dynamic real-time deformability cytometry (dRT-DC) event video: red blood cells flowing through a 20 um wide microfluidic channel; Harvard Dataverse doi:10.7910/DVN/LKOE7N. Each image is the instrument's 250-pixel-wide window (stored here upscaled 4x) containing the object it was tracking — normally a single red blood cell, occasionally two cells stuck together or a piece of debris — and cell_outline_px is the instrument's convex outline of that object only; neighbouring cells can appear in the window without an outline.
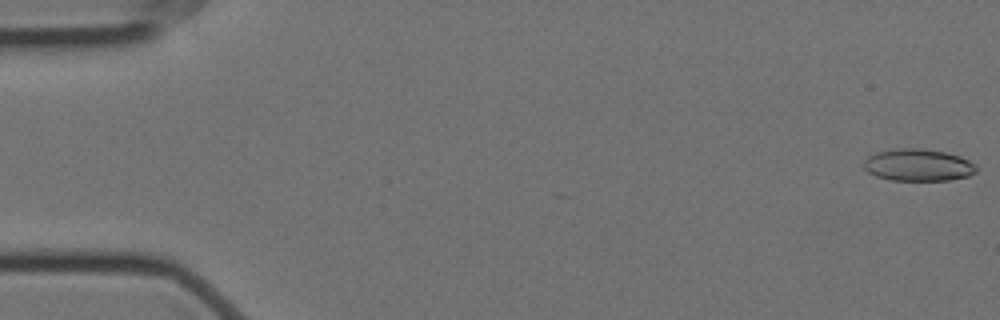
{"species": "Egyptian fruit bat (a non-hibernating species)", "species_latin": "Rousettus aegyptiacus", "temperature_condition": "cold", "stored_images_in_passage": 57, "camera_frame_rate_fps": 3000, "um_per_image_px": 0.085, "animal": {"sex": "female"}, "frame": {"image": 1, "passage_image": 1, "time_ms": 0.0, "image_size_px": [1000, 320], "cell_outline_px": [[976, 172], [968, 176], [948, 180], [892, 180], [876, 176], [868, 172], [864, 168], [864, 160], [868, 156], [876, 152], [900, 148], [920, 148], [944, 152], [960, 156], [976, 164]], "centroid_in_image_um": [78.04, 14.02], "position_along_channel_um": 7.0, "area_um2": 20.98}}
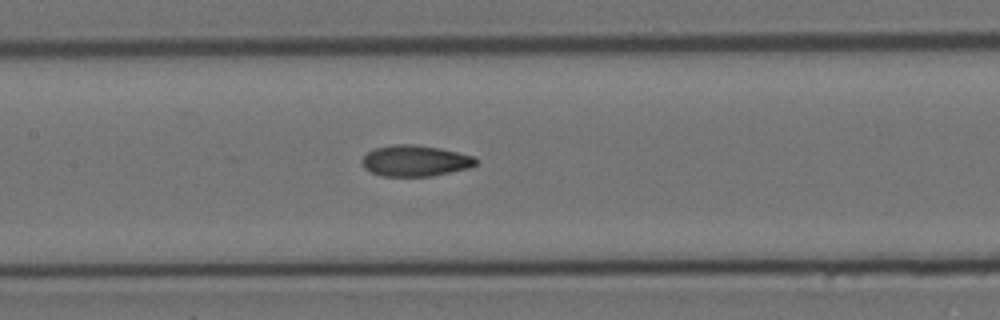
{"frame": {"image": 2, "passage_image": 27, "time_ms": 8.667, "image_size_px": [1000, 320], "cell_outline_px": [[476, 164], [468, 168], [432, 176], [380, 176], [364, 168], [360, 160], [372, 148], [392, 144], [416, 144], [440, 148], [476, 156]], "centroid_in_image_um": [35.26, 13.65], "position_along_channel_um": 172.1, "area_um2": 20.81}}
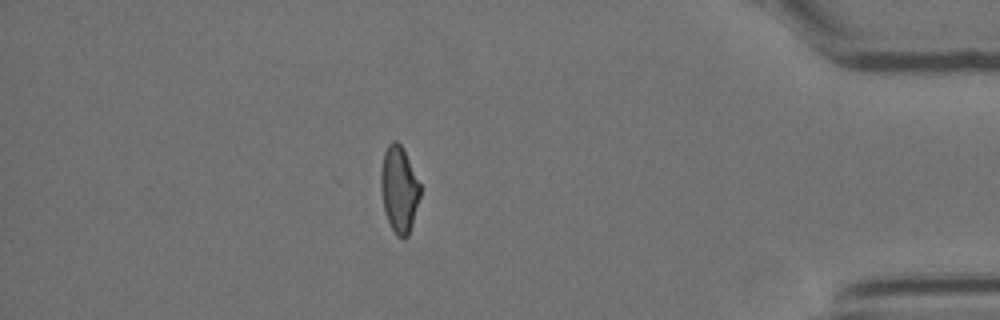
{"frame": {"image": 3, "passage_image": 50, "time_ms": 16.333, "image_size_px": [1000, 320], "cell_outline_px": [[420, 196], [412, 224], [408, 236], [404, 240], [396, 236], [388, 220], [384, 208], [380, 192], [380, 172], [384, 152], [388, 144], [392, 140], [396, 140], [404, 148], [420, 184]], "centroid_in_image_um": [33.91, 16.07], "position_along_channel_um": 401.3, "area_um2": 19.94}, "authors_computed_cell_mechanics": {"area_um2": 20.6924, "velocity_mm_per_s": 3.5271, "shape_relaxation_time_tau1_ms": null, "shape_relaxation_time_tau2_ms": 3.0203, "deformation_change_tau1": null, "deformation_change_tau2": 0.0896}}